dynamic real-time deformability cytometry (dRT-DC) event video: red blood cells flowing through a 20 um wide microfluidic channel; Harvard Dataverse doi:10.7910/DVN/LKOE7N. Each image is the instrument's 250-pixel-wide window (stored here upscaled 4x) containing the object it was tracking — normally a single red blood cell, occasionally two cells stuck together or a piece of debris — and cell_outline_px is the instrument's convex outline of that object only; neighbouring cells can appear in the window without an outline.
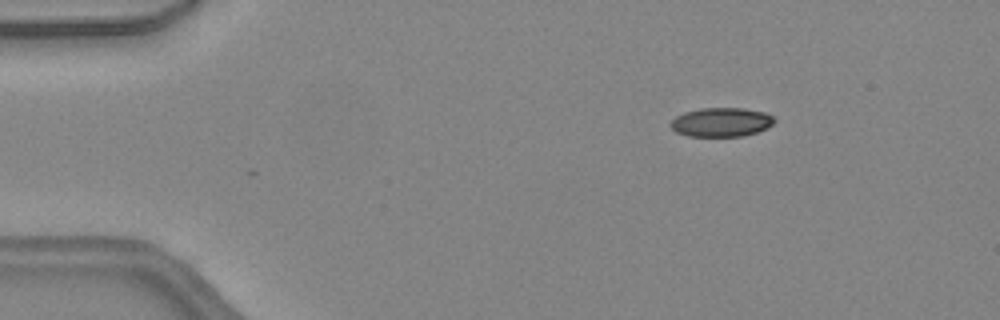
{"species": "common noctule bat (a hibernating species)", "species_latin": "Nyctalus noctula", "temperature_condition": "warm", "stored_images_in_passage": 14, "camera_frame_rate_fps": 3000, "um_per_image_px": 0.085, "animal": {"sex": "female", "body_mass_g": 24.6, "forearm_length_mm": 56.2}, "frame": {"image": 1, "passage_image": 4, "time_ms": 1.0, "image_size_px": [1000, 320], "cell_outline_px": [[776, 120], [772, 124], [756, 132], [744, 136], [688, 136], [676, 132], [668, 124], [676, 116], [684, 112], [700, 108], [744, 108], [764, 112], [772, 116]], "centroid_in_image_um": [61.27, 10.38], "position_along_channel_um": 23.7, "area_um2": 17.51}}
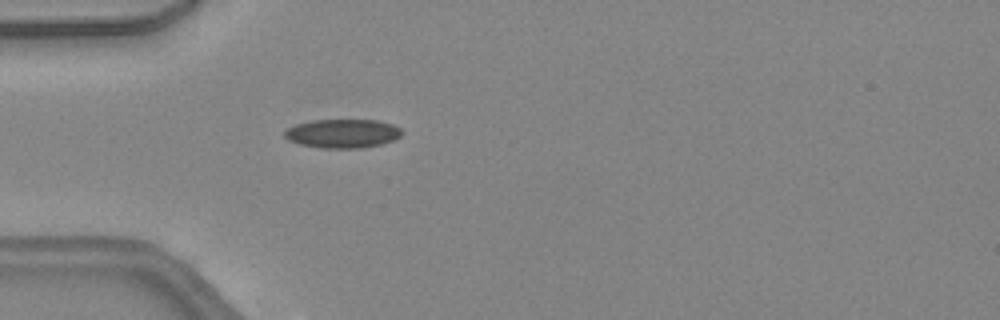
{"frame": {"image": 2, "passage_image": 11, "time_ms": 3.333, "image_size_px": [1000, 320], "cell_outline_px": [[404, 132], [400, 136], [392, 140], [380, 144], [360, 148], [320, 148], [300, 144], [288, 140], [284, 136], [284, 132], [288, 128], [296, 124], [312, 120], [376, 120], [392, 124], [400, 128]], "centroid_in_image_um": [29.11, 11.34], "position_along_channel_um": 55.9, "area_um2": 19.65}}